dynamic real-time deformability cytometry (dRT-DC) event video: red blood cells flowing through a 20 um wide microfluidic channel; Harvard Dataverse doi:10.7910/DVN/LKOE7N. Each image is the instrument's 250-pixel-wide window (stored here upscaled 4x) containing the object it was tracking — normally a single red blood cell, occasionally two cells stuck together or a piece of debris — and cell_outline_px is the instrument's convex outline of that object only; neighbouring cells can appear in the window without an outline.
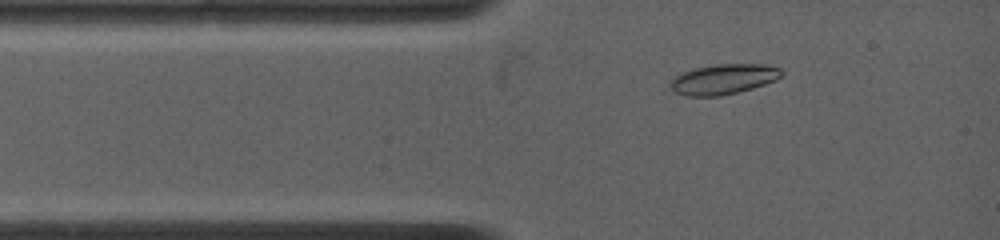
{"species": "common noctule bat (a hibernating species)", "species_latin": "Nyctalus noctula", "temperature_condition": "warm", "stored_images_in_passage": 33, "camera_frame_rate_fps": 4500, "um_per_image_px": 0.085, "animal": {"sex": "female", "body_mass_g": 19.0, "forearm_length_mm": 53.3}, "frame": {"image": 1, "passage_image": 5, "time_ms": 1.111, "image_size_px": [1000, 240], "cell_outline_px": [[784, 72], [776, 80], [752, 88], [720, 96], [684, 96], [676, 92], [668, 84], [676, 76], [692, 68], [716, 64], [768, 64], [780, 68]], "centroid_in_image_um": [61.51, 6.72], "position_along_channel_um": 23.5, "area_um2": 19.54}}
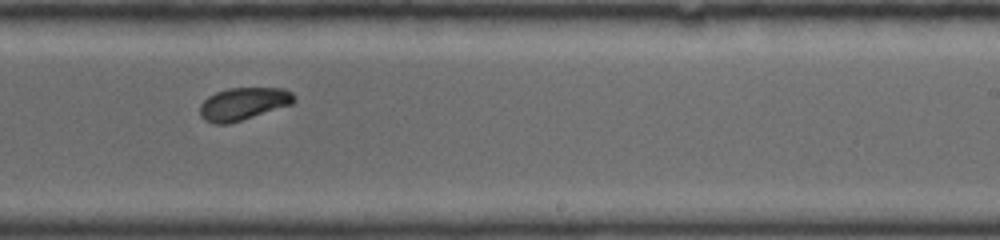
{"frame": {"image": 2, "passage_image": 19, "time_ms": 7.778, "image_size_px": [1000, 240], "cell_outline_px": [[296, 100], [292, 104], [228, 124], [212, 124], [204, 120], [200, 116], [200, 104], [208, 96], [216, 92], [228, 88], [284, 88], [292, 92], [296, 96]], "centroid_in_image_um": [20.67, 8.82], "position_along_channel_um": 268.3, "area_um2": 17.92}}
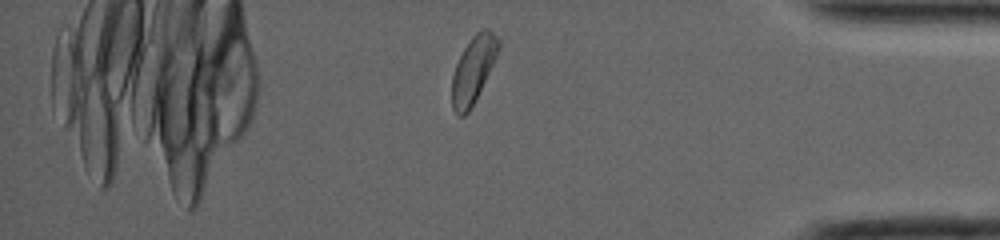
{"frame": {"image": 3, "passage_image": 32, "time_ms": 11.778, "image_size_px": [1000, 240], "cell_outline_px": [[500, 48], [468, 112], [464, 116], [456, 116], [452, 108], [452, 76], [456, 64], [464, 48], [472, 36], [480, 28], [488, 28], [500, 40]], "centroid_in_image_um": [40.21, 5.89], "position_along_channel_um": 395.0, "area_um2": 17.63}, "authors_computed_cell_mechanics": {"area_um2": 18.1492, "velocity_mm_per_s": 3.8786, "shape_relaxation_time_tau1_ms": 1.0148, "shape_relaxation_time_tau2_ms": null, "deformation_change_tau1": 0.1055, "deformation_change_tau2": null}}